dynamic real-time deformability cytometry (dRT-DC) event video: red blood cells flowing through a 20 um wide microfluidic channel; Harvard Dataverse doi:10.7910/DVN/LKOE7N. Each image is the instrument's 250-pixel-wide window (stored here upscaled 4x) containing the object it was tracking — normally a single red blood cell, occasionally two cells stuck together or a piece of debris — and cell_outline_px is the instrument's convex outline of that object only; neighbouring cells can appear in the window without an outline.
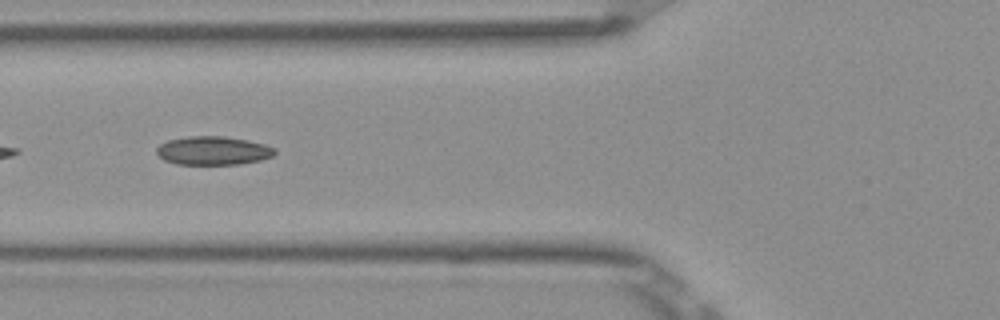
{"species": "Egyptian fruit bat (a non-hibernating species)", "species_latin": "Rousettus aegyptiacus", "temperature_condition": "room temperature", "stored_images_in_passage": 15, "camera_frame_rate_fps": 3000, "um_per_image_px": 0.085, "frame": {"image": 1, "passage_image": 9, "time_ms": 2.667, "image_size_px": [1000, 320], "cell_outline_px": [[276, 152], [272, 156], [260, 160], [240, 164], [176, 164], [164, 160], [156, 152], [156, 148], [160, 144], [168, 140], [188, 136], [224, 136], [248, 140], [264, 144], [276, 148]], "centroid_in_image_um": [18.12, 12.8], "position_along_channel_um": 107.7, "area_um2": 19.71}}